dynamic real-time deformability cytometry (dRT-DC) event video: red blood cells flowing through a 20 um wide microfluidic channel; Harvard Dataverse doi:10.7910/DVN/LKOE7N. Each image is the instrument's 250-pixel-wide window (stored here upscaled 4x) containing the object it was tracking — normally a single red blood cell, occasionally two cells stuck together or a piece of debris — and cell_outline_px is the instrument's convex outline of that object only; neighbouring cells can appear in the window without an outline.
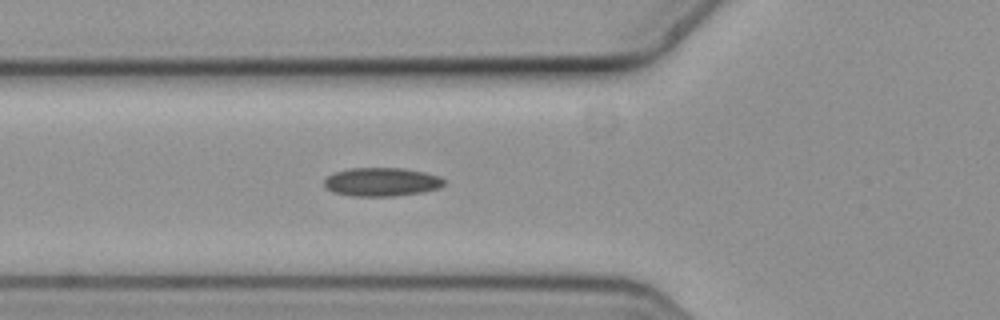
{"species": "common noctule bat (a hibernating species)", "species_latin": "Nyctalus noctula", "temperature_condition": "cold", "stored_images_in_passage": 3, "camera_frame_rate_fps": 3000, "um_per_image_px": 0.085, "animal": {"sex": "female", "body_mass_g": 19.3, "forearm_length_mm": 54.1}, "frame": {"image": 1, "passage_image": 3, "time_ms": 0.667, "image_size_px": [1000, 320], "cell_outline_px": [[444, 184], [440, 188], [424, 192], [396, 196], [352, 196], [332, 192], [324, 184], [324, 180], [328, 176], [336, 172], [348, 168], [400, 168], [424, 172], [440, 176], [444, 180]], "centroid_in_image_um": [32.46, 15.47], "position_along_channel_um": 93.3, "area_um2": 20.0}}